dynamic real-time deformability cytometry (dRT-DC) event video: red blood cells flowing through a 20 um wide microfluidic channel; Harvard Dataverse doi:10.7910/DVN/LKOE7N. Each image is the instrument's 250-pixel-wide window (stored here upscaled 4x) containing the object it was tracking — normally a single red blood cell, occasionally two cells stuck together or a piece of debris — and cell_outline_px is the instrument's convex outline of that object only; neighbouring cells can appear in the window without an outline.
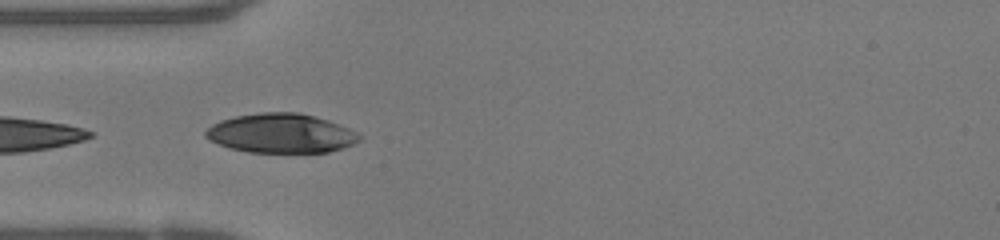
{"species": "human", "species_latin": "Homo sapiens", "temperature_condition": "warm", "stored_images_in_passage": 4, "camera_frame_rate_fps": 3000, "um_per_image_px": 0.085, "donor": {"sex": "female"}, "frame": {"image": 1, "passage_image": 1, "time_ms": 0.0, "image_size_px": [1000, 240], "cell_outline_px": [[360, 140], [352, 144], [328, 152], [248, 152], [228, 148], [208, 140], [204, 136], [204, 132], [212, 124], [220, 120], [236, 116], [260, 112], [300, 112], [328, 120], [348, 128], [356, 132], [360, 136]], "centroid_in_image_um": [23.83, 11.32], "position_along_channel_um": 61.2, "area_um2": 35.2}}